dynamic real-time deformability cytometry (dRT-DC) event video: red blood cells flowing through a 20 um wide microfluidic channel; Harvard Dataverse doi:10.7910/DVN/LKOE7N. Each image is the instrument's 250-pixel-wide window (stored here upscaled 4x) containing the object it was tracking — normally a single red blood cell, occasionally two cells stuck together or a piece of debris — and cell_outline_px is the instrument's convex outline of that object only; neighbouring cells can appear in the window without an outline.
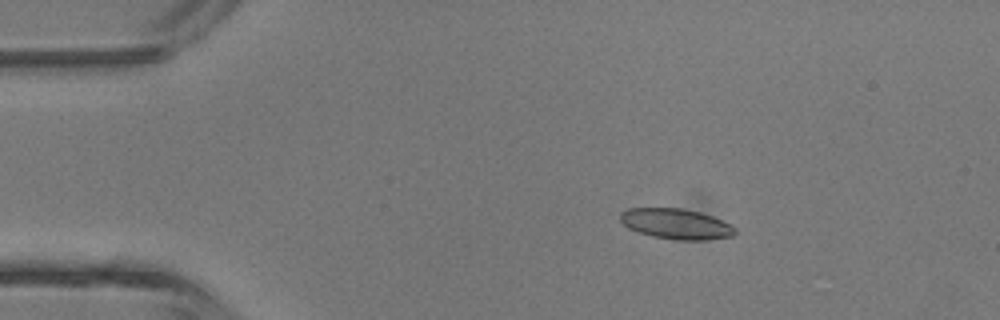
{"species": "common noctule bat (a hibernating species)", "species_latin": "Nyctalus noctula", "temperature_condition": "room temperature", "stored_images_in_passage": 4, "camera_frame_rate_fps": 3000, "um_per_image_px": 0.085, "animal": {"sex": "male", "body_mass_g": 13.3}, "frame": {"image": 1, "passage_image": 3, "time_ms": 2.333, "image_size_px": [1000, 320], "cell_outline_px": [[736, 232], [732, 236], [704, 240], [676, 240], [652, 236], [628, 228], [620, 220], [620, 212], [628, 208], [684, 208], [700, 212], [712, 216], [736, 228]], "centroid_in_image_um": [57.45, 19.02], "position_along_channel_um": 27.6, "area_um2": 20.29}}